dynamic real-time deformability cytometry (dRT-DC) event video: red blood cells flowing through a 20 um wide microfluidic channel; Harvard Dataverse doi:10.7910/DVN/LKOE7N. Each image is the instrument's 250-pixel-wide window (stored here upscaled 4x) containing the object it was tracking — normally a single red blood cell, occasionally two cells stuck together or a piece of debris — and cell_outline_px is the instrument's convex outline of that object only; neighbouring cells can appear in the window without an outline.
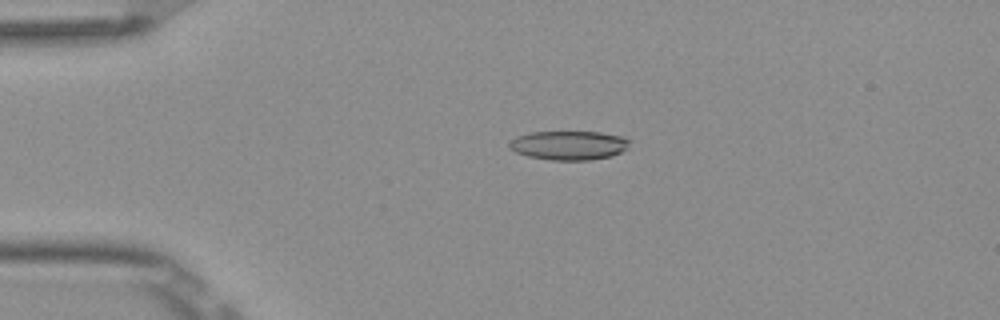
{"species": "Egyptian fruit bat (a non-hibernating species)", "species_latin": "Rousettus aegyptiacus", "temperature_condition": "room temperature", "stored_images_in_passage": 4, "camera_frame_rate_fps": 3000, "um_per_image_px": 0.085, "frame": {"image": 1, "passage_image": 3, "time_ms": 0.667, "image_size_px": [1000, 320], "cell_outline_px": [[628, 148], [612, 156], [588, 160], [552, 160], [528, 156], [516, 152], [508, 148], [508, 144], [516, 136], [532, 132], [600, 132], [624, 136], [628, 140]], "centroid_in_image_um": [48.35, 12.35], "position_along_channel_um": 36.7, "area_um2": 20.35}}